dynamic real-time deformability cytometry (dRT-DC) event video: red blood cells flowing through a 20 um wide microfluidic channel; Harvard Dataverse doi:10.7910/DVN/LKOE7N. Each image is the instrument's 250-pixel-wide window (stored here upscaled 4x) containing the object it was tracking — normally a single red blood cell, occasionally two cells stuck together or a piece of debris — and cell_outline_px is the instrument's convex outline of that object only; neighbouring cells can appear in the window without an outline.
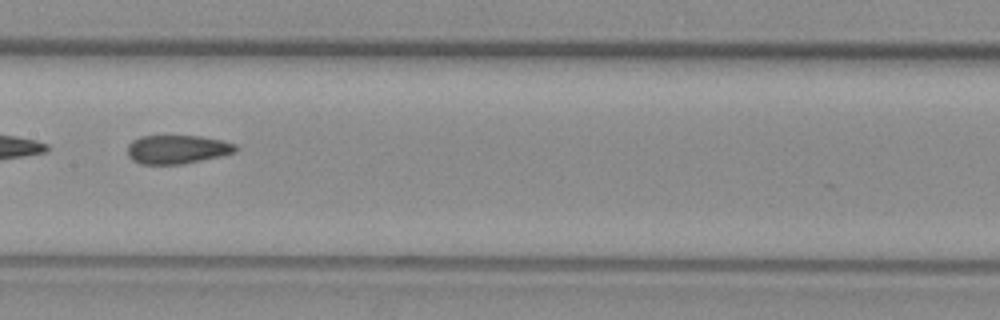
{"species": "common noctule bat (a hibernating species)", "species_latin": "Nyctalus noctula", "temperature_condition": "warm", "stored_images_in_passage": 40, "segment_of_instrument_passage": [2, 2], "camera_frame_rate_fps": 3000, "um_per_image_px": 0.085, "animal": {"sex": "female", "body_mass_g": 29.2, "forearm_length_mm": 56.3}, "frame": {"image": 1, "passage_image": 25, "time_ms": 8.0, "image_size_px": [1000, 320], "cell_outline_px": [[240, 148], [236, 152], [220, 156], [184, 164], [140, 164], [132, 160], [128, 156], [128, 144], [132, 140], [140, 136], [200, 136], [220, 140], [236, 144]], "centroid_in_image_um": [15.06, 12.7], "position_along_channel_um": 192.3, "area_um2": 18.21}}
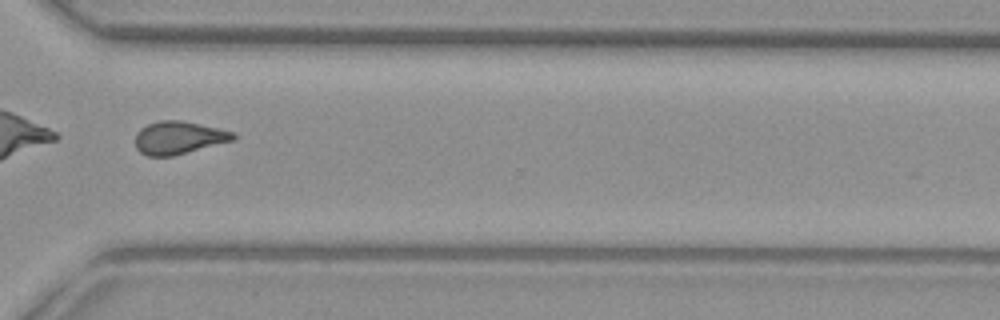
{"frame": {"image": 2, "passage_image": 38, "time_ms": 12.333, "image_size_px": [1000, 320], "cell_outline_px": [[236, 136], [232, 140], [188, 152], [172, 156], [148, 156], [140, 152], [136, 148], [136, 132], [140, 128], [148, 124], [160, 120], [180, 120], [200, 124], [236, 132]], "centroid_in_image_um": [15.16, 11.7], "position_along_channel_um": 355.4, "area_um2": 18.61}}